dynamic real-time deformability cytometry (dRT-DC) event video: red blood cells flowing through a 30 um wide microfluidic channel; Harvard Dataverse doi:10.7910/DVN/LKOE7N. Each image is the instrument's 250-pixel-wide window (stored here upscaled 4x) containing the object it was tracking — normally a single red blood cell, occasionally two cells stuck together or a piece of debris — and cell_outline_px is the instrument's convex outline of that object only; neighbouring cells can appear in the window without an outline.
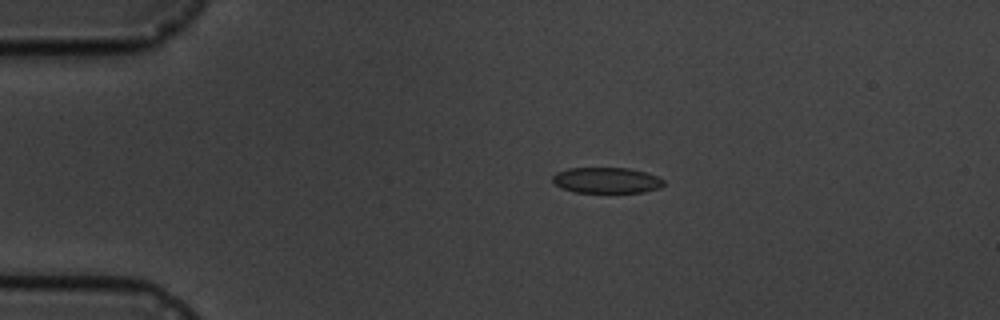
{"species": "common noctule bat (a hibernating species)", "species_latin": "Nyctalus noctula", "temperature_condition": "cold", "stored_images_in_passage": 8, "camera_frame_rate_fps": 3000, "um_per_image_px": 0.085, "animal": {"sex": "male", "body_mass_g": 19.5, "forearm_length_mm": 54.6}, "frame": {"image": 1, "passage_image": 3, "time_ms": 2.333, "image_size_px": [1000, 320], "cell_outline_px": [[664, 184], [660, 188], [644, 192], [576, 192], [560, 188], [552, 180], [552, 176], [556, 172], [568, 168], [628, 168], [644, 172], [656, 176], [664, 180]], "centroid_in_image_um": [51.54, 15.32], "position_along_channel_um": 33.5, "area_um2": 16.65}}
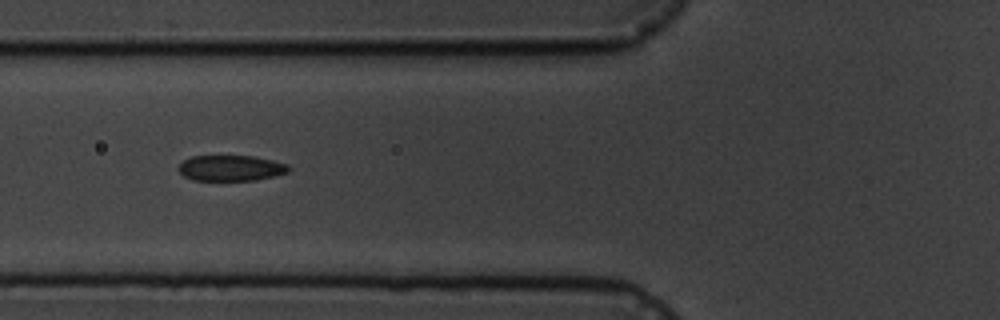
{"frame": {"image": 2, "passage_image": 6, "time_ms": 5.667, "image_size_px": [1000, 320], "cell_outline_px": [[292, 168], [288, 172], [276, 176], [256, 180], [192, 180], [184, 176], [176, 168], [184, 160], [192, 156], [252, 156], [272, 160], [288, 164]], "centroid_in_image_um": [19.64, 14.29], "position_along_channel_um": 106.2, "area_um2": 16.59}}
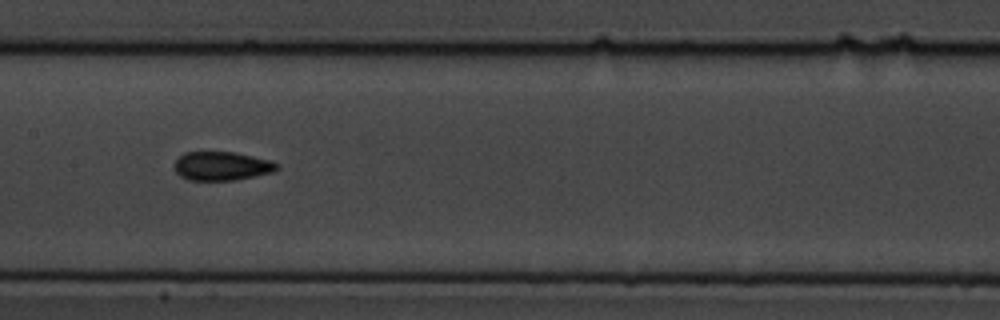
{"frame": {"image": 3, "passage_image": 8, "time_ms": 8.0, "image_size_px": [1000, 320], "cell_outline_px": [[280, 168], [272, 172], [256, 176], [232, 180], [188, 180], [180, 176], [176, 172], [172, 164], [184, 152], [236, 152], [268, 160], [280, 164]], "centroid_in_image_um": [18.83, 14.11], "position_along_channel_um": 188.6, "area_um2": 17.28}}